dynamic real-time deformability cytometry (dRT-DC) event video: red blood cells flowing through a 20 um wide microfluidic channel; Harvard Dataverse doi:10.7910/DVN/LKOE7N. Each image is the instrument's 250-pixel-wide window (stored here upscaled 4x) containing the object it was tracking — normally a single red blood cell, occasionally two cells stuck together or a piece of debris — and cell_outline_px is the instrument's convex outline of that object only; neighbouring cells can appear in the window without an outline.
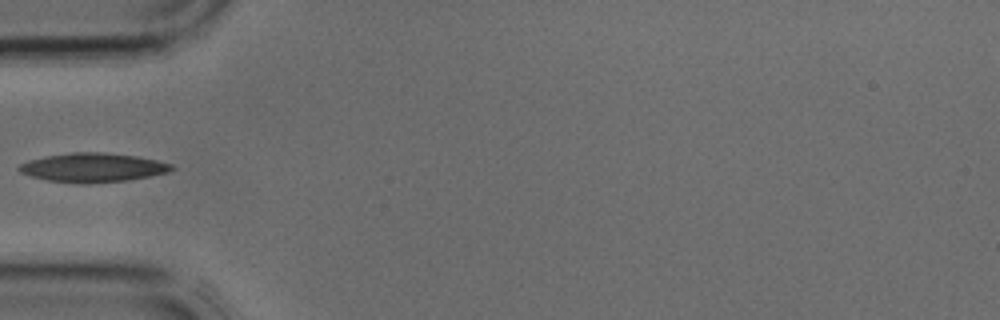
{"species": "common noctule bat (a hibernating species)", "species_latin": "Nyctalus noctula", "temperature_condition": "cold", "stored_images_in_passage": 8, "camera_frame_rate_fps": 3000, "um_per_image_px": 0.085, "animal": {"sex": "male", "body_mass_g": 17.9, "forearm_length_mm": 54.2}, "frame": {"image": 1, "passage_image": 1, "time_ms": 0.0, "image_size_px": [1000, 320], "cell_outline_px": [[176, 168], [168, 172], [128, 180], [92, 184], [84, 184], [48, 180], [32, 176], [20, 172], [16, 168], [20, 164], [28, 160], [44, 156], [72, 152], [104, 152], [136, 156], [156, 160], [172, 164]], "centroid_in_image_um": [7.88, 14.24], "position_along_channel_um": 77.1, "area_um2": 25.89}}